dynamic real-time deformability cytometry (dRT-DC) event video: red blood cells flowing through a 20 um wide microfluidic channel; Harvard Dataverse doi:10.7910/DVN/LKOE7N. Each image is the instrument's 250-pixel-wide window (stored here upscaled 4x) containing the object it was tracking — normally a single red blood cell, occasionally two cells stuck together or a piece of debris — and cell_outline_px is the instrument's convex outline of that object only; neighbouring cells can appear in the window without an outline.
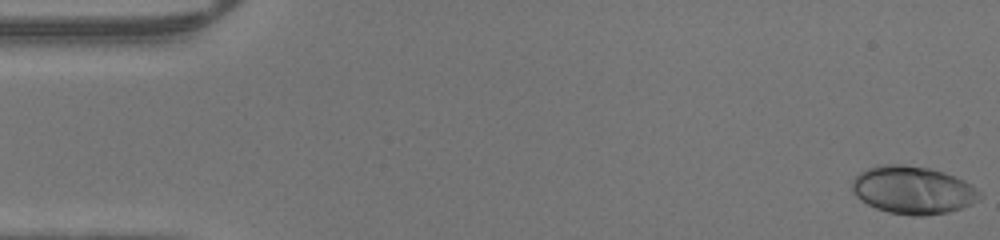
{"species": "human", "species_latin": "Homo sapiens", "temperature_condition": "warm", "stored_images_in_passage": 47, "camera_frame_rate_fps": 3000, "um_per_image_px": 0.085, "donor": {"sex": "male"}, "frame": {"image": 1, "passage_image": 1, "time_ms": 0.0, "image_size_px": [1000, 240], "cell_outline_px": [[984, 196], [980, 200], [972, 204], [948, 212], [924, 216], [912, 216], [888, 212], [876, 208], [860, 200], [852, 192], [852, 180], [860, 172], [876, 164], [904, 164], [928, 168], [944, 172], [964, 180], [972, 184]], "centroid_in_image_um": [77.61, 16.15], "position_along_channel_um": 7.4, "area_um2": 35.89}}
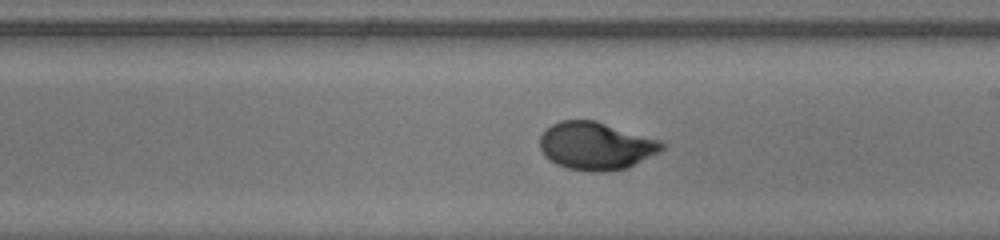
{"frame": {"image": 2, "passage_image": 27, "time_ms": 8.667, "image_size_px": [1000, 240], "cell_outline_px": [[664, 148], [660, 152], [628, 168], [604, 172], [592, 172], [568, 168], [556, 164], [544, 156], [540, 148], [540, 136], [552, 124], [560, 120], [596, 120], [664, 140]], "centroid_in_image_um": [50.7, 12.4], "position_along_channel_um": 238.3, "area_um2": 34.45}}
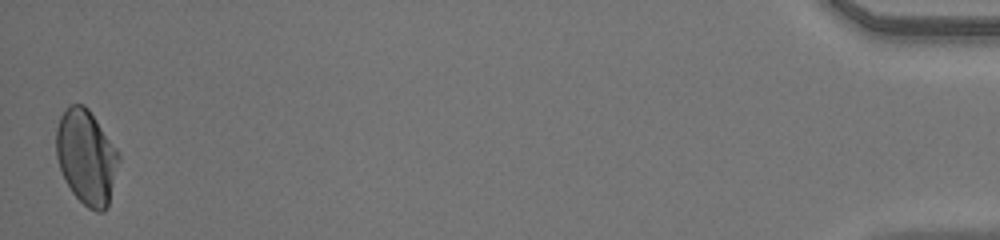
{"frame": {"image": 3, "passage_image": 47, "time_ms": 15.333, "image_size_px": [1000, 240], "cell_outline_px": [[120, 160], [108, 208], [104, 212], [96, 212], [88, 208], [72, 192], [64, 180], [56, 156], [56, 128], [60, 116], [72, 104], [84, 104], [88, 108], [120, 152]], "centroid_in_image_um": [7.36, 13.37], "position_along_channel_um": 427.8, "area_um2": 34.8}}